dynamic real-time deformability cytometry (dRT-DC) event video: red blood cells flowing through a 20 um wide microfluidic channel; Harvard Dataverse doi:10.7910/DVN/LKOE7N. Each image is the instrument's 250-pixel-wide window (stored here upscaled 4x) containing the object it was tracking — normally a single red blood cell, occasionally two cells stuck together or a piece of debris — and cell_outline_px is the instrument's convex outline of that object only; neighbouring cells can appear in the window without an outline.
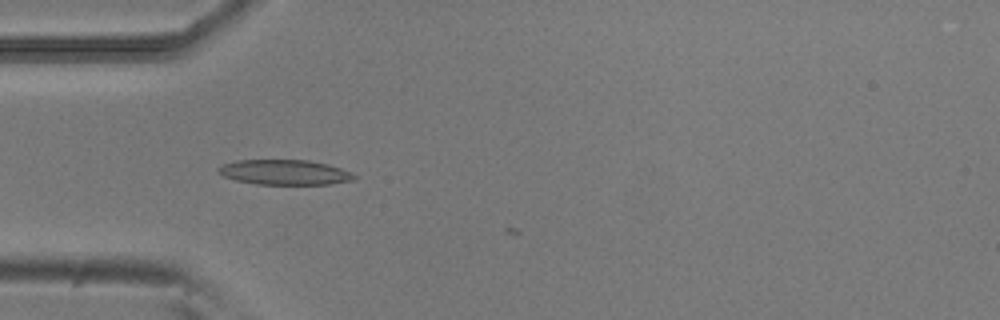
{"species": "common noctule bat (a hibernating species)", "species_latin": "Nyctalus noctula", "temperature_condition": "room temperature", "stored_images_in_passage": 8, "camera_frame_rate_fps": 3000, "um_per_image_px": 0.085, "animal": {"sex": "male", "body_mass_g": 20.5, "forearm_length_mm": 52.5}, "frame": {"image": 1, "passage_image": 5, "time_ms": 1.333, "image_size_px": [1000, 320], "cell_outline_px": [[356, 180], [332, 184], [256, 184], [236, 180], [224, 176], [216, 172], [216, 168], [224, 164], [236, 160], [308, 160], [328, 164], [340, 168], [356, 176]], "centroid_in_image_um": [24.18, 14.64], "position_along_channel_um": 60.8, "area_um2": 19.83}}